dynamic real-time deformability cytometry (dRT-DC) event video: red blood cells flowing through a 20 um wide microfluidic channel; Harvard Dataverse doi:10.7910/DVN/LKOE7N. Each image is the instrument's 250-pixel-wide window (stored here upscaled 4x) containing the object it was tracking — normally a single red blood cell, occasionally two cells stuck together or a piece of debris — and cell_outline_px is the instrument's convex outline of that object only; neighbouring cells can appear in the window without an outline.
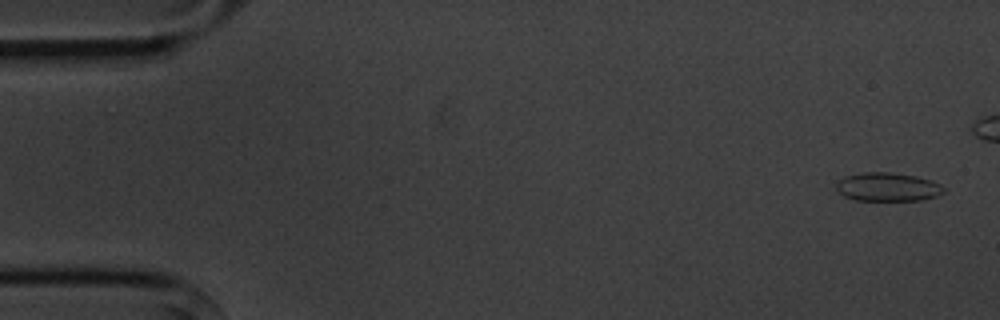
{"species": "common noctule bat (a hibernating species)", "species_latin": "Nyctalus noctula", "temperature_condition": "cold", "stored_images_in_passage": 3, "camera_frame_rate_fps": 3000, "um_per_image_px": 0.085, "animal": {"sex": "male", "body_mass_g": 20.1, "forearm_length_mm": 53.5}, "frame": {"image": 1, "passage_image": 1, "time_ms": 0.0, "image_size_px": [1000, 320], "cell_outline_px": [[944, 192], [936, 196], [920, 200], [856, 200], [844, 196], [836, 188], [836, 184], [844, 176], [864, 172], [888, 172], [916, 176], [932, 180], [940, 184], [944, 188]], "centroid_in_image_um": [75.46, 15.88], "position_along_channel_um": 9.5, "area_um2": 17.8}}